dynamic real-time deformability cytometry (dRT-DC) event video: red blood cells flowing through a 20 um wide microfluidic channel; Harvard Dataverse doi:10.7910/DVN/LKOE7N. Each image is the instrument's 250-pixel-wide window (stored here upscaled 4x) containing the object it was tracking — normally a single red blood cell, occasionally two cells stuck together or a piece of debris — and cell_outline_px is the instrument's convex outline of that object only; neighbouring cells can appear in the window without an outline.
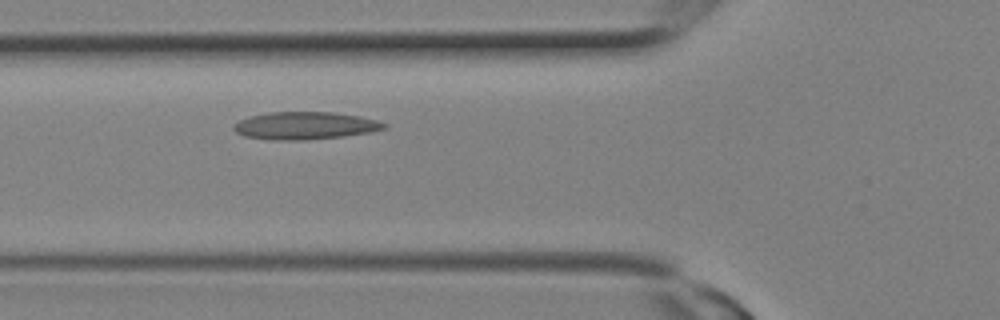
{"species": "Egyptian fruit bat (a non-hibernating species)", "species_latin": "Rousettus aegyptiacus", "temperature_condition": "room temperature", "stored_images_in_passage": 5, "camera_frame_rate_fps": 3000, "um_per_image_px": 0.085, "animal": {"sex": "female"}, "frame": {"image": 1, "passage_image": 5, "time_ms": 1.333, "image_size_px": [1000, 320], "cell_outline_px": [[388, 124], [384, 128], [372, 132], [344, 136], [308, 140], [272, 140], [244, 136], [236, 132], [232, 128], [232, 124], [248, 116], [268, 112], [332, 112], [360, 116], [376, 120]], "centroid_in_image_um": [25.89, 10.68], "position_along_channel_um": 99.9, "area_um2": 24.33}}